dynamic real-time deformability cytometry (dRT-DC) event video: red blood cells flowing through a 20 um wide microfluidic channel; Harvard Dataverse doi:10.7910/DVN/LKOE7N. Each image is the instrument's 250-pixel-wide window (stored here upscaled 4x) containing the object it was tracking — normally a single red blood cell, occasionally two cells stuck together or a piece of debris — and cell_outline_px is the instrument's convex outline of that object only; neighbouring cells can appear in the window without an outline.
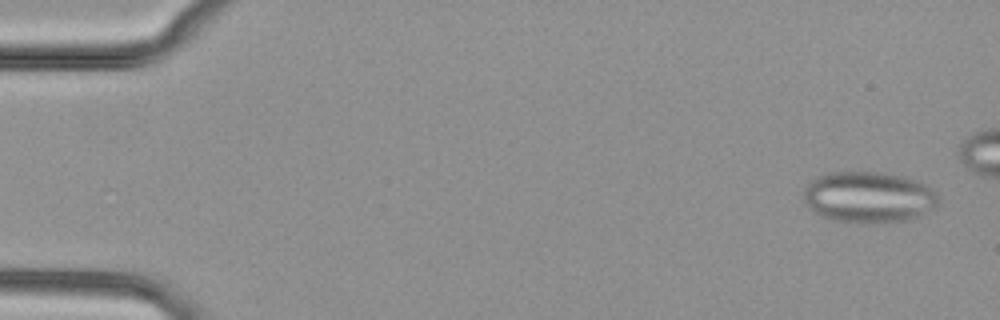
{"species": "common noctule bat (a hibernating species)", "species_latin": "Nyctalus noctula", "temperature_condition": "cold", "stored_images_in_passage": 44, "segment_of_instrument_passage": [1, 2], "camera_frame_rate_fps": 3000, "um_per_image_px": 0.085, "animal": {"sex": "female", "body_mass_g": 29.2, "forearm_length_mm": 56.3}, "frame": {"image": 1, "passage_image": 1, "time_ms": 0.0, "image_size_px": [1000, 320], "cell_outline_px": [[940, 204], [936, 208], [908, 220], [868, 224], [836, 220], [820, 216], [804, 200], [804, 188], [812, 180], [820, 176], [832, 172], [880, 172], [900, 176], [924, 184], [932, 188], [936, 192], [940, 200]], "centroid_in_image_um": [73.88, 16.77], "position_along_channel_um": 11.1, "area_um2": 40.06}}